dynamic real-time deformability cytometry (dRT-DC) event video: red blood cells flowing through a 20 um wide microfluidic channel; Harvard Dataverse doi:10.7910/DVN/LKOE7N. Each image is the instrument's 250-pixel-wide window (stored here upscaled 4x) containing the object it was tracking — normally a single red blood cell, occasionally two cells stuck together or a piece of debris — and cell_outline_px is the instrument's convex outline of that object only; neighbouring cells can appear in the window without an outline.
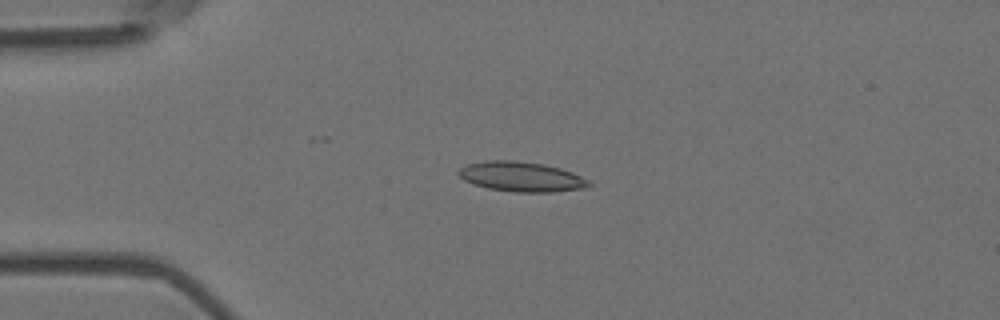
{"species": "Egyptian fruit bat (a non-hibernating species)", "species_latin": "Rousettus aegyptiacus", "temperature_condition": "room temperature", "stored_images_in_passage": 6, "camera_frame_rate_fps": 3000, "um_per_image_px": 0.085, "animal": {"sex": "female"}, "frame": {"image": 1, "passage_image": 3, "time_ms": 0.667, "image_size_px": [1000, 320], "cell_outline_px": [[592, 184], [584, 188], [556, 192], [512, 192], [488, 188], [472, 184], [464, 180], [456, 172], [460, 168], [468, 164], [488, 160], [516, 160], [544, 164], [560, 168], [572, 172], [588, 180]], "centroid_in_image_um": [44.3, 15.02], "position_along_channel_um": 40.7, "area_um2": 22.77}}
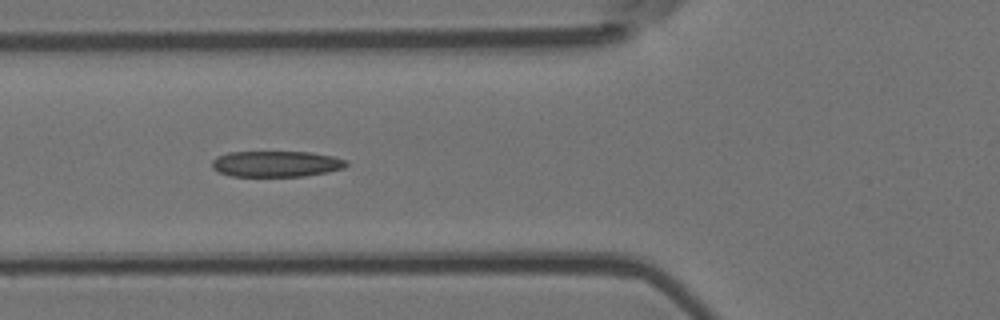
{"frame": {"image": 2, "passage_image": 5, "time_ms": 1.333, "image_size_px": [1000, 320], "cell_outline_px": [[348, 164], [344, 168], [328, 172], [304, 176], [232, 176], [220, 172], [212, 168], [212, 160], [216, 156], [228, 152], [308, 152], [332, 156], [348, 160]], "centroid_in_image_um": [23.48, 13.93], "position_along_channel_um": 102.3, "area_um2": 20.35}}
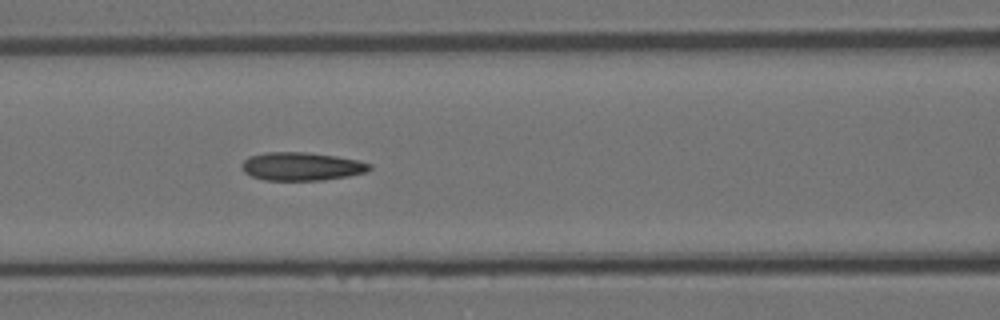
{"frame": {"image": 3, "passage_image": 6, "time_ms": 1.667, "image_size_px": [1000, 320], "cell_outline_px": [[372, 168], [368, 172], [348, 176], [324, 180], [264, 180], [252, 176], [244, 172], [240, 164], [248, 156], [268, 152], [304, 152], [336, 156], [360, 160], [372, 164]], "centroid_in_image_um": [25.66, 14.14], "position_along_channel_um": 140.9, "area_um2": 21.21}}